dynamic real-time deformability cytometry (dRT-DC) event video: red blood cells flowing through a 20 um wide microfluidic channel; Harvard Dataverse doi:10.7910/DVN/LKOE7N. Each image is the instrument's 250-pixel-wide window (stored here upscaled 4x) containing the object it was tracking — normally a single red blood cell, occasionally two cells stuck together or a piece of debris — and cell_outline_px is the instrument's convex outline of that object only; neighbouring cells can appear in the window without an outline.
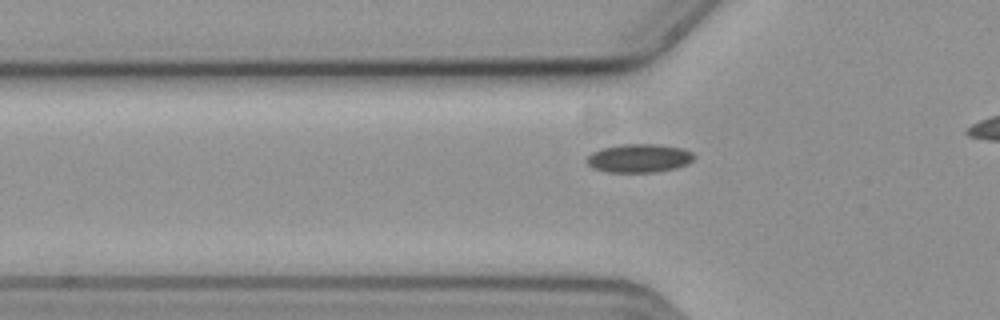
{"species": "common noctule bat (a hibernating species)", "species_latin": "Nyctalus noctula", "temperature_condition": "cold", "stored_images_in_passage": 42, "camera_frame_rate_fps": 3000, "um_per_image_px": 0.085, "animal": {"sex": "female", "body_mass_g": 19.3, "forearm_length_mm": 54.1}, "frame": {"image": 1, "passage_image": 14, "time_ms": 4.333, "image_size_px": [1000, 320], "cell_outline_px": [[696, 156], [688, 164], [676, 168], [656, 172], [608, 172], [592, 168], [584, 160], [592, 152], [600, 148], [620, 144], [656, 144], [684, 148], [692, 152]], "centroid_in_image_um": [54.32, 13.44], "position_along_channel_um": 71.5, "area_um2": 18.09}}
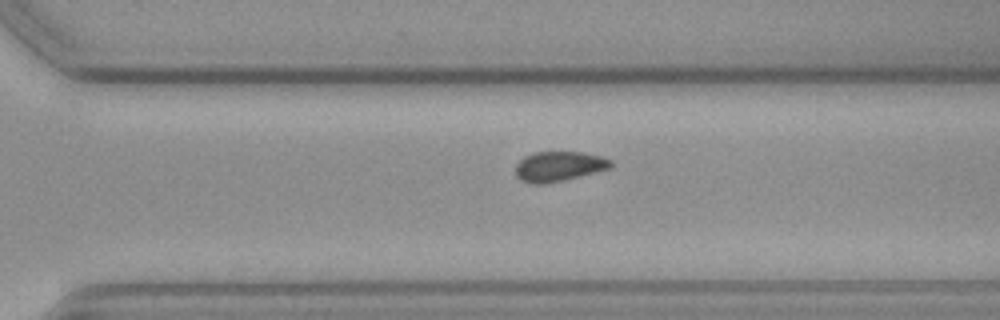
{"frame": {"image": 2, "passage_image": 35, "time_ms": 11.333, "image_size_px": [1000, 320], "cell_outline_px": [[612, 168], [564, 180], [544, 184], [532, 184], [520, 180], [516, 176], [516, 164], [524, 156], [536, 152], [580, 152], [600, 156], [612, 160]], "centroid_in_image_um": [47.5, 14.15], "position_along_channel_um": 323.1, "area_um2": 16.65}}
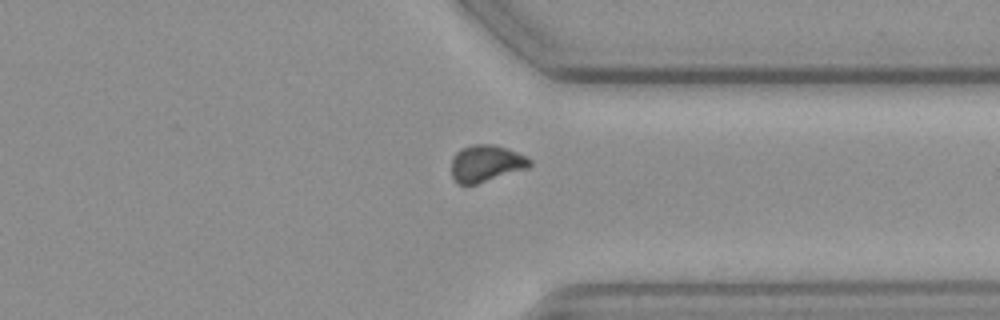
{"frame": {"image": 3, "passage_image": 39, "time_ms": 12.667, "image_size_px": [1000, 320], "cell_outline_px": [[532, 164], [528, 168], [476, 184], [456, 184], [452, 180], [452, 156], [460, 148], [472, 144], [492, 144], [508, 148], [532, 160]], "centroid_in_image_um": [41.28, 13.88], "position_along_channel_um": 370.1, "area_um2": 16.94}}